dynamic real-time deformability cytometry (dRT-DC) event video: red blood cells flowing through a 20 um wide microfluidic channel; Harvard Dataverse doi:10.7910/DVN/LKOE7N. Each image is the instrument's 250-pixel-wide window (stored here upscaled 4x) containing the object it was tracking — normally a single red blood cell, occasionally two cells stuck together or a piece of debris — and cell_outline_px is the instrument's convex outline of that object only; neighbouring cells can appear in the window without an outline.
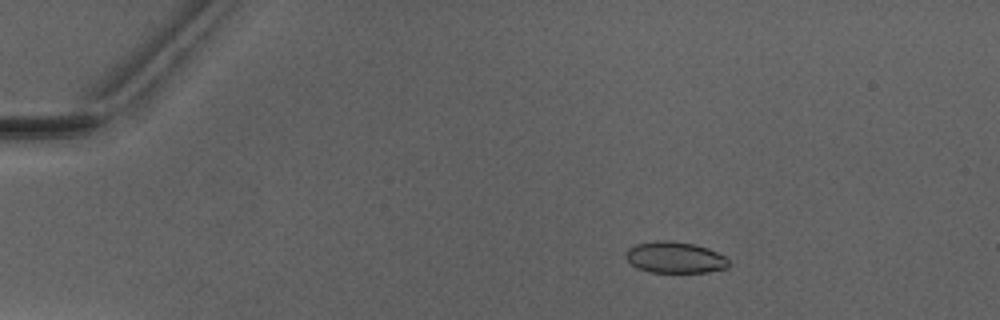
{"species": "Egyptian fruit bat (a non-hibernating species)", "species_latin": "Rousettus aegyptiacus", "temperature_condition": "warm", "stored_images_in_passage": 2, "camera_frame_rate_fps": 3000, "um_per_image_px": 0.085, "animal": {"sex": "male"}, "frame": {"image": 1, "passage_image": 1, "time_ms": 0.0, "image_size_px": [1000, 320], "cell_outline_px": [[728, 268], [708, 272], [648, 272], [632, 264], [624, 256], [624, 252], [628, 248], [636, 244], [660, 240], [668, 240], [692, 244], [708, 248], [724, 256], [728, 260]], "centroid_in_image_um": [57.35, 21.88], "position_along_channel_um": 27.6, "area_um2": 18.67}}